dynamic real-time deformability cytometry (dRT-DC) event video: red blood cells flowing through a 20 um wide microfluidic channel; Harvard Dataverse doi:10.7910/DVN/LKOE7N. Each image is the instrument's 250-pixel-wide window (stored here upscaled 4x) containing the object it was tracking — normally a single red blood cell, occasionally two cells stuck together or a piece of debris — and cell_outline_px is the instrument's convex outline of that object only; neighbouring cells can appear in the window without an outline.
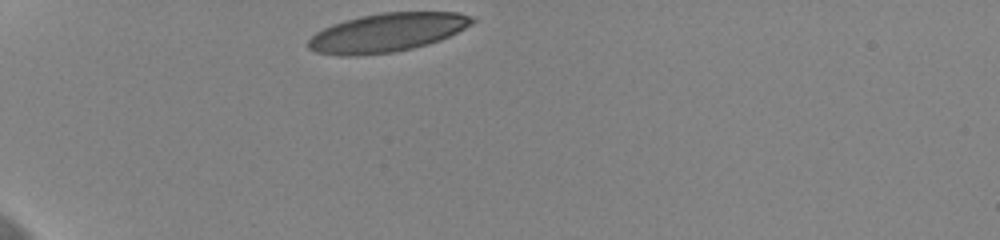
{"species": "human", "species_latin": "Homo sapiens", "temperature_condition": "cold", "stored_images_in_passage": 33, "camera_frame_rate_fps": 3000, "um_per_image_px": 0.085, "donor": {"sex": "female"}, "frame": {"image": 1, "passage_image": 1, "time_ms": 0.0, "image_size_px": [1000, 240], "cell_outline_px": [[476, 20], [472, 24], [440, 40], [428, 44], [412, 48], [392, 52], [356, 56], [340, 56], [316, 52], [308, 48], [308, 40], [316, 32], [332, 24], [344, 20], [360, 16], [384, 12], [460, 12], [472, 16]], "centroid_in_image_um": [32.89, 2.76], "position_along_channel_um": 52.1, "area_um2": 36.93}, "authors_computed_cell_mechanics": {"area_um2": 37.4544, "velocity_mm_per_s": 3.6038, "shape_relaxation_time_tau1_ms": 3.1301, "shape_relaxation_time_tau2_ms": null, "deformation_change_tau1": 0.1572, "deformation_change_tau2": null}}